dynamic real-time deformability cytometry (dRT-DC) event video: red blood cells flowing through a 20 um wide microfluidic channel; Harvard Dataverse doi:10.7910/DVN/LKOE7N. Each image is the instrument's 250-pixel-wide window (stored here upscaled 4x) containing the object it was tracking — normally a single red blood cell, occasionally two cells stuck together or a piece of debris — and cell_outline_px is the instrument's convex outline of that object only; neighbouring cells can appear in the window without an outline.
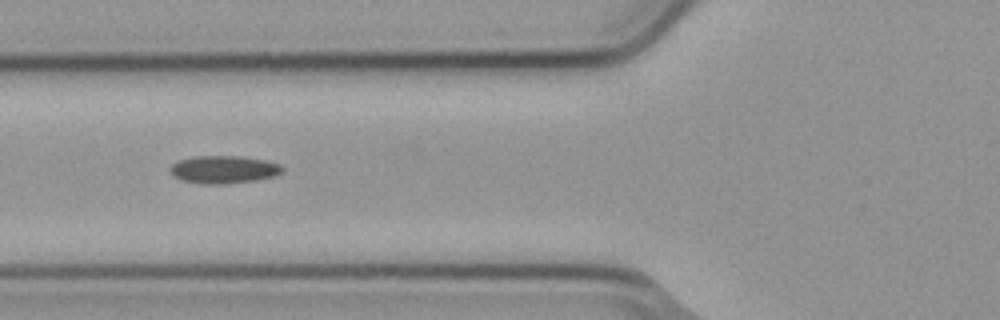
{"species": "common noctule bat (a hibernating species)", "species_latin": "Nyctalus noctula", "temperature_condition": "cold", "stored_images_in_passage": 7, "camera_frame_rate_fps": 3000, "um_per_image_px": 0.085, "animal": {"sex": "male", "body_mass_g": 23.1, "forearm_length_mm": 52.7}, "frame": {"image": 1, "passage_image": 5, "time_ms": 1.333, "image_size_px": [1000, 320], "cell_outline_px": [[284, 172], [276, 176], [256, 180], [224, 184], [200, 184], [180, 180], [172, 176], [172, 164], [180, 160], [192, 156], [240, 156], [264, 160], [280, 164], [284, 168]], "centroid_in_image_um": [19.04, 14.42], "position_along_channel_um": 106.8, "area_um2": 18.26}}
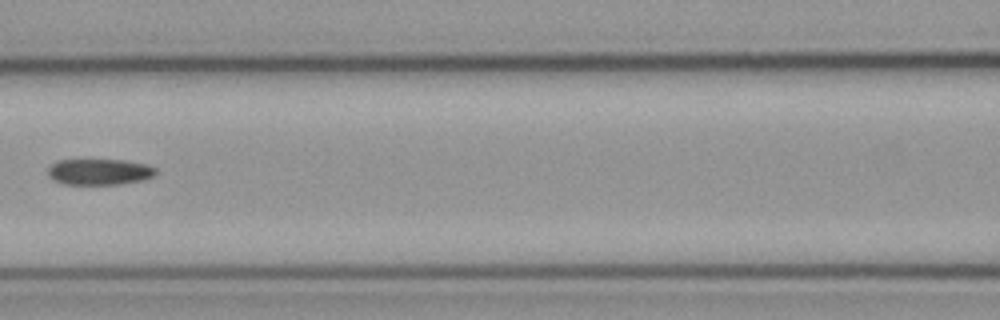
{"frame": {"image": 2, "passage_image": 6, "time_ms": 1.667, "image_size_px": [1000, 320], "cell_outline_px": [[156, 172], [152, 176], [144, 180], [116, 184], [64, 184], [52, 180], [48, 176], [48, 168], [52, 164], [60, 160], [124, 160], [148, 164], [156, 168]], "centroid_in_image_um": [8.44, 14.6], "position_along_channel_um": 158.2, "area_um2": 16.36}}
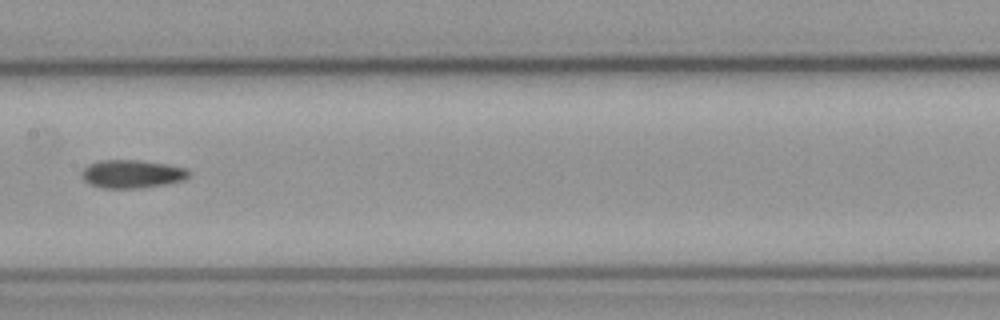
{"frame": {"image": 3, "passage_image": 7, "time_ms": 2.0, "image_size_px": [1000, 320], "cell_outline_px": [[188, 176], [184, 180], [164, 184], [136, 188], [104, 188], [92, 184], [84, 180], [84, 168], [88, 164], [100, 160], [140, 160], [168, 164], [188, 168]], "centroid_in_image_um": [11.25, 14.77], "position_along_channel_um": 196.1, "area_um2": 17.34}}